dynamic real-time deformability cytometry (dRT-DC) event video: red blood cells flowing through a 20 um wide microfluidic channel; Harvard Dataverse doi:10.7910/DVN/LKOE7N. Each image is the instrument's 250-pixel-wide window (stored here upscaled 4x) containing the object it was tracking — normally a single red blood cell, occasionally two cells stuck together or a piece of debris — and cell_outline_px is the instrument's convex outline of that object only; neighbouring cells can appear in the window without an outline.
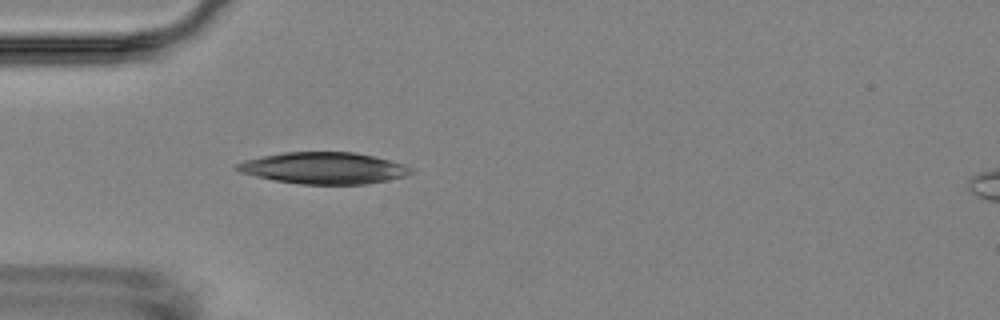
{"species": "Egyptian fruit bat (a non-hibernating species)", "species_latin": "Rousettus aegyptiacus", "temperature_condition": "room temperature", "stored_images_in_passage": 5, "camera_frame_rate_fps": 3000, "um_per_image_px": 0.085, "animal": {"sex": "female"}, "frame": {"image": 1, "passage_image": 5, "time_ms": 4.333, "image_size_px": [1000, 320], "cell_outline_px": [[412, 172], [404, 176], [388, 180], [364, 184], [300, 184], [276, 180], [256, 176], [240, 172], [232, 168], [236, 164], [244, 160], [260, 156], [284, 152], [352, 152], [372, 156], [404, 164], [412, 168]], "centroid_in_image_um": [27.47, 14.28], "position_along_channel_um": 57.5, "area_um2": 31.85}}